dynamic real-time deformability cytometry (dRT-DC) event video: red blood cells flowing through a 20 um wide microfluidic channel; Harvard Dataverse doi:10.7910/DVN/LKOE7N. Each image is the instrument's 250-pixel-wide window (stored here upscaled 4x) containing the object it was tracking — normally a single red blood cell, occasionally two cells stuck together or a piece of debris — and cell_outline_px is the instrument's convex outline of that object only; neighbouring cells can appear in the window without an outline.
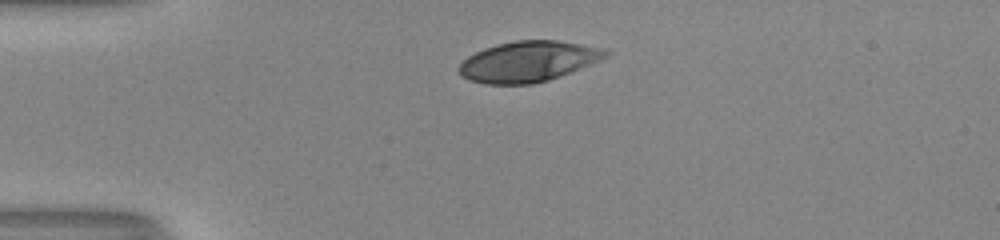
{"species": "human", "species_latin": "Homo sapiens", "temperature_condition": "room temperature", "stored_images_in_passage": 31, "camera_frame_rate_fps": 3000, "um_per_image_px": 0.085, "donor": {"sex": "male"}, "frame": {"image": 1, "passage_image": 1, "time_ms": 0.0, "image_size_px": [1000, 240], "cell_outline_px": [[612, 52], [608, 56], [600, 60], [548, 80], [532, 84], [484, 84], [468, 80], [460, 76], [456, 68], [468, 56], [484, 48], [496, 44], [516, 40], [556, 40], [604, 48]], "centroid_in_image_um": [44.86, 5.22], "position_along_channel_um": 40.1, "area_um2": 34.74}}
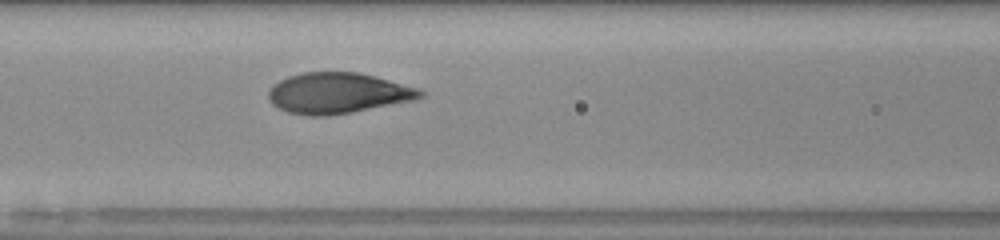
{"frame": {"image": 2, "passage_image": 11, "time_ms": 3.333, "image_size_px": [1000, 240], "cell_outline_px": [[424, 96], [416, 100], [352, 112], [328, 116], [308, 116], [288, 112], [272, 104], [268, 100], [268, 92], [272, 84], [288, 76], [300, 72], [356, 72], [420, 88], [424, 92]], "centroid_in_image_um": [28.7, 7.92], "position_along_channel_um": 137.9, "area_um2": 36.18}}
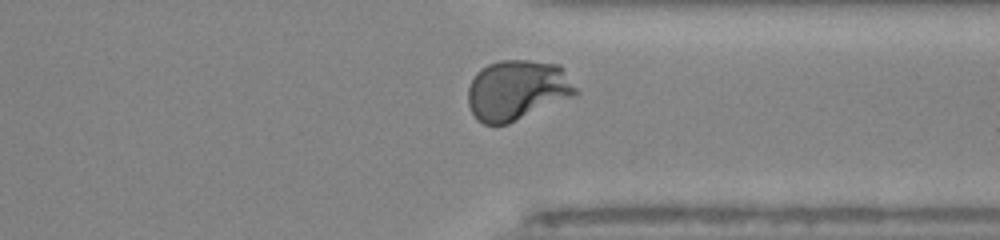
{"frame": {"image": 3, "passage_image": 28, "time_ms": 9.0, "image_size_px": [1000, 240], "cell_outline_px": [[580, 92], [572, 96], [508, 124], [484, 124], [476, 120], [468, 104], [468, 88], [476, 72], [480, 68], [488, 64], [500, 60], [528, 60], [560, 64], [564, 68]], "centroid_in_image_um": [43.96, 7.64], "position_along_channel_um": 367.4, "area_um2": 37.86}, "authors_computed_cell_mechanics": {"area_um2": 36.0672, "velocity_mm_per_s": 4.0507, "shape_relaxation_time_tau1_ms": 4.9075, "shape_relaxation_time_tau2_ms": null, "deformation_change_tau1": 0.2381, "deformation_change_tau2": null}}